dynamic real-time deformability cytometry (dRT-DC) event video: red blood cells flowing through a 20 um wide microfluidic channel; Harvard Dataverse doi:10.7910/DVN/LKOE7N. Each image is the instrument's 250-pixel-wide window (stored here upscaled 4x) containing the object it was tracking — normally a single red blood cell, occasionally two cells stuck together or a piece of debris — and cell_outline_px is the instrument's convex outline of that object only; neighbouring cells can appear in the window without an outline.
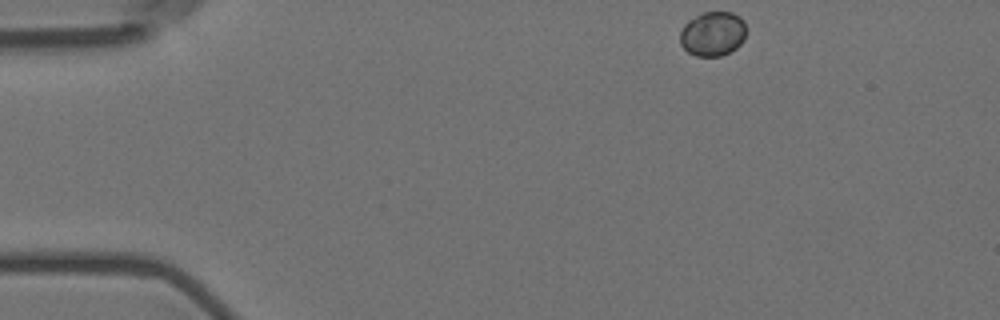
{"species": "Egyptian fruit bat (a non-hibernating species)", "species_latin": "Rousettus aegyptiacus", "temperature_condition": "room temperature", "stored_images_in_passage": 50, "camera_frame_rate_fps": 3000, "um_per_image_px": 0.085, "animal": {"sex": "female"}, "frame": {"image": 1, "passage_image": 1, "time_ms": 0.0, "image_size_px": [1000, 320], "cell_outline_px": [[744, 40], [736, 48], [720, 56], [696, 56], [688, 52], [680, 44], [680, 32], [684, 24], [688, 20], [704, 12], [732, 12], [740, 16], [744, 20]], "centroid_in_image_um": [60.57, 2.87], "position_along_channel_um": 24.4, "area_um2": 17.11}}
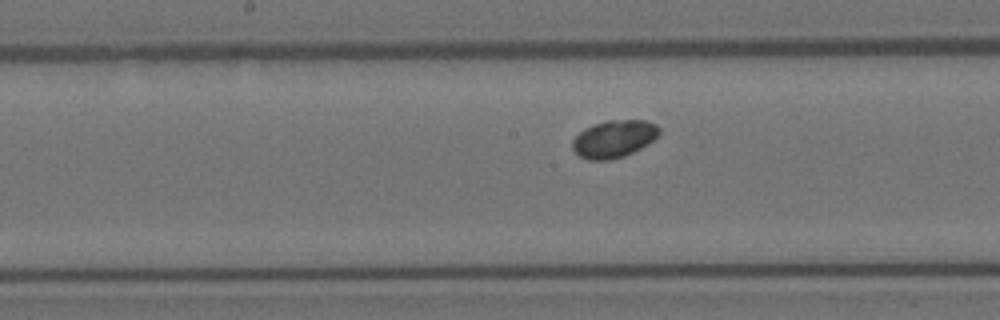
{"frame": {"image": 2, "passage_image": 22, "time_ms": 7.0, "image_size_px": [1000, 320], "cell_outline_px": [[660, 132], [648, 144], [624, 156], [608, 160], [588, 160], [580, 156], [572, 148], [572, 140], [584, 128], [608, 120], [644, 120], [656, 124], [660, 128]], "centroid_in_image_um": [52.18, 11.8], "position_along_channel_um": 196.0, "area_um2": 18.73}}
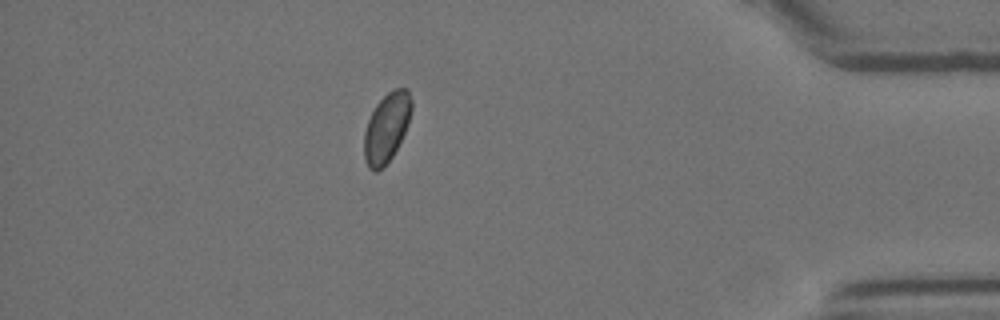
{"frame": {"image": 3, "passage_image": 43, "time_ms": 14.0, "image_size_px": [1000, 320], "cell_outline_px": [[412, 108], [408, 124], [392, 156], [376, 172], [372, 172], [368, 168], [364, 160], [364, 132], [368, 120], [376, 104], [392, 88], [408, 88], [412, 100]], "centroid_in_image_um": [32.85, 10.82], "position_along_channel_um": 402.3, "area_um2": 19.02}}